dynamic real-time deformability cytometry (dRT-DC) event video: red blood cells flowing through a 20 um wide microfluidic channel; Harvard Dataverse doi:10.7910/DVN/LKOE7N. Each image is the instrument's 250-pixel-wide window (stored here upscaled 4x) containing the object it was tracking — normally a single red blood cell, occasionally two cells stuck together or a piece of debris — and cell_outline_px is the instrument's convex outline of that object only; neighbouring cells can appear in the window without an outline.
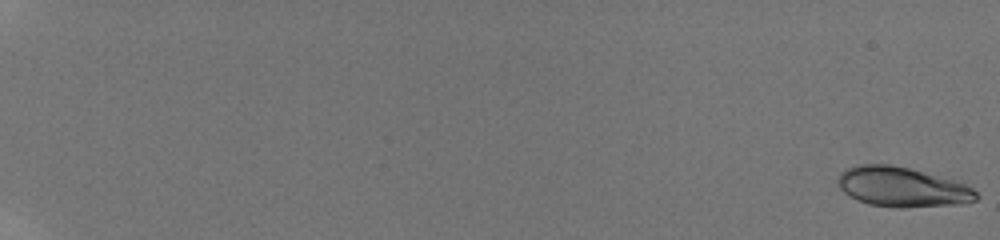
{"species": "human", "species_latin": "Homo sapiens", "temperature_condition": "room temperature", "stored_images_in_passage": 57, "camera_frame_rate_fps": 3000, "um_per_image_px": 0.085, "donor": {"sex": "male"}, "frame": {"image": 1, "passage_image": 1, "time_ms": 0.0, "image_size_px": [1000, 240], "cell_outline_px": [[980, 196], [976, 200], [960, 204], [900, 208], [896, 208], [868, 204], [856, 200], [844, 192], [840, 188], [836, 180], [840, 172], [844, 168], [856, 164], [888, 164], [908, 168], [960, 180], [972, 188]], "centroid_in_image_um": [76.68, 15.89], "position_along_channel_um": 8.3, "area_um2": 32.66}}
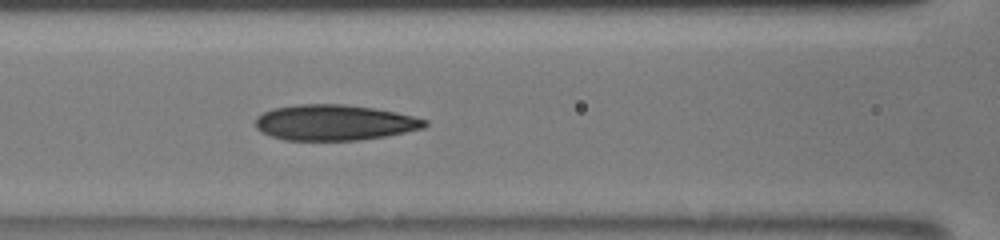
{"frame": {"image": 2, "passage_image": 30, "time_ms": 9.667, "image_size_px": [1000, 240], "cell_outline_px": [[428, 124], [424, 128], [384, 136], [360, 140], [284, 140], [260, 132], [256, 128], [256, 116], [272, 108], [300, 104], [344, 104], [376, 108], [396, 112], [428, 120]], "centroid_in_image_um": [28.41, 10.41], "position_along_channel_um": 138.2, "area_um2": 35.26}}
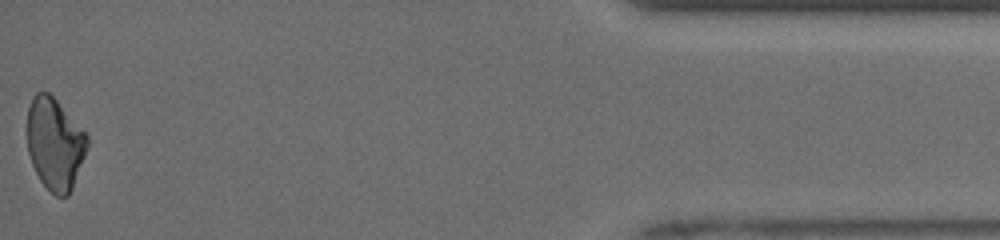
{"frame": {"image": 3, "passage_image": 57, "time_ms": 18.667, "image_size_px": [1000, 240], "cell_outline_px": [[88, 148], [72, 188], [68, 196], [56, 196], [40, 180], [32, 164], [28, 152], [28, 108], [32, 96], [36, 92], [48, 92], [56, 100], [88, 136]], "centroid_in_image_um": [4.66, 12.23], "position_along_channel_um": 430.5, "area_um2": 31.73}, "authors_computed_cell_mechanics": {"area_um2": 33.6396, "velocity_mm_per_s": 3.9684, "shape_relaxation_time_tau1_ms": null, "shape_relaxation_time_tau2_ms": 3.9269, "deformation_change_tau1": null, "deformation_change_tau2": 0.1042}}